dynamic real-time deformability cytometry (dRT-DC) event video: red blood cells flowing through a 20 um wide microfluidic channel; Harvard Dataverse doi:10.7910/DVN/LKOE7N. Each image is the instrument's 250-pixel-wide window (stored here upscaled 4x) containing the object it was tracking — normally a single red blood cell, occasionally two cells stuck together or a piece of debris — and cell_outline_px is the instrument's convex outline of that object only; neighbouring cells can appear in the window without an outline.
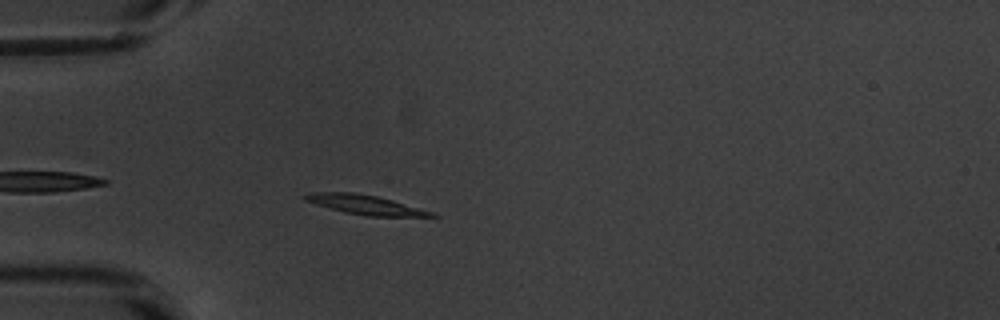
{"species": "common noctule bat (a hibernating species)", "species_latin": "Nyctalus noctula", "temperature_condition": "warm", "stored_images_in_passage": 30, "camera_frame_rate_fps": 3000, "um_per_image_px": 0.085, "animal": {"sex": "male", "body_mass_g": 20.1, "forearm_length_mm": 53.5}, "frame": {"image": 1, "passage_image": 4, "time_ms": 1.0, "image_size_px": [1000, 320], "cell_outline_px": [[440, 216], [368, 216], [344, 212], [316, 204], [304, 200], [300, 196], [308, 192], [356, 192], [376, 196], [392, 200], [436, 212]], "centroid_in_image_um": [31.02, 17.39], "position_along_channel_um": 54.0, "area_um2": 14.39}}
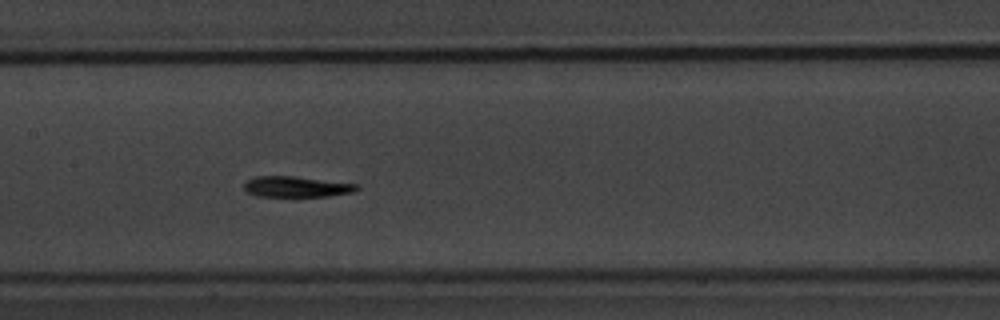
{"frame": {"image": 2, "passage_image": 15, "time_ms": 4.667, "image_size_px": [1000, 320], "cell_outline_px": [[360, 188], [356, 192], [328, 196], [292, 200], [256, 196], [248, 192], [244, 188], [244, 184], [248, 180], [256, 176], [296, 176], [356, 184]], "centroid_in_image_um": [25.19, 15.93], "position_along_channel_um": 182.2, "area_um2": 14.62}}
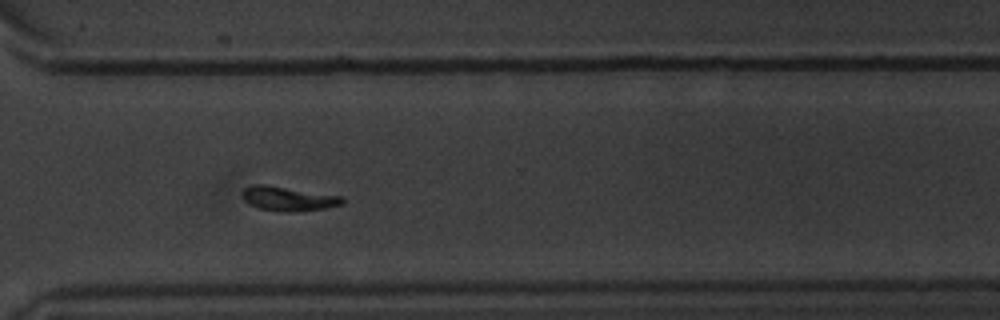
{"frame": {"image": 3, "passage_image": 28, "time_ms": 9.0, "image_size_px": [1000, 320], "cell_outline_px": [[344, 204], [324, 208], [296, 212], [284, 212], [260, 208], [244, 200], [240, 192], [244, 188], [252, 184], [264, 184], [344, 196]], "centroid_in_image_um": [24.52, 16.87], "position_along_channel_um": 346.1, "area_um2": 14.28}, "authors_computed_cell_mechanics": {"area_um2": 14.2477, "velocity_mm_per_s": 3.7919, "shape_relaxation_time_tau1_ms": 2.1823, "shape_relaxation_time_tau2_ms": 4.9368, "deformation_change_tau1": 0.1606, "deformation_change_tau2": 0.1215}}